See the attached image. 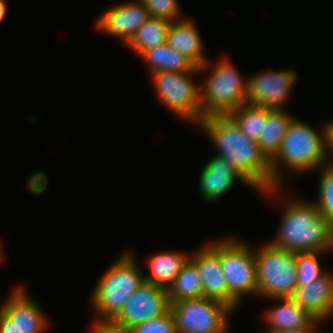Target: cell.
Here are the masks:
<instances>
[{"instance_id": "cell-24", "label": "cell", "mask_w": 333, "mask_h": 333, "mask_svg": "<svg viewBox=\"0 0 333 333\" xmlns=\"http://www.w3.org/2000/svg\"><path fill=\"white\" fill-rule=\"evenodd\" d=\"M227 116L248 139L258 142L267 121V108L243 104Z\"/></svg>"}, {"instance_id": "cell-11", "label": "cell", "mask_w": 333, "mask_h": 333, "mask_svg": "<svg viewBox=\"0 0 333 333\" xmlns=\"http://www.w3.org/2000/svg\"><path fill=\"white\" fill-rule=\"evenodd\" d=\"M246 104L285 109L297 76L293 70L263 71L248 77Z\"/></svg>"}, {"instance_id": "cell-20", "label": "cell", "mask_w": 333, "mask_h": 333, "mask_svg": "<svg viewBox=\"0 0 333 333\" xmlns=\"http://www.w3.org/2000/svg\"><path fill=\"white\" fill-rule=\"evenodd\" d=\"M294 116L283 109L267 108V121L258 141L261 151L271 160L281 147L282 140Z\"/></svg>"}, {"instance_id": "cell-2", "label": "cell", "mask_w": 333, "mask_h": 333, "mask_svg": "<svg viewBox=\"0 0 333 333\" xmlns=\"http://www.w3.org/2000/svg\"><path fill=\"white\" fill-rule=\"evenodd\" d=\"M277 236L269 243L292 252L333 250V225L324 218L316 204L287 198Z\"/></svg>"}, {"instance_id": "cell-5", "label": "cell", "mask_w": 333, "mask_h": 333, "mask_svg": "<svg viewBox=\"0 0 333 333\" xmlns=\"http://www.w3.org/2000/svg\"><path fill=\"white\" fill-rule=\"evenodd\" d=\"M222 59V60H221ZM200 85L201 120L228 115L246 104L248 79H243L229 59L221 58Z\"/></svg>"}, {"instance_id": "cell-31", "label": "cell", "mask_w": 333, "mask_h": 333, "mask_svg": "<svg viewBox=\"0 0 333 333\" xmlns=\"http://www.w3.org/2000/svg\"><path fill=\"white\" fill-rule=\"evenodd\" d=\"M0 333H20L13 321L0 309Z\"/></svg>"}, {"instance_id": "cell-30", "label": "cell", "mask_w": 333, "mask_h": 333, "mask_svg": "<svg viewBox=\"0 0 333 333\" xmlns=\"http://www.w3.org/2000/svg\"><path fill=\"white\" fill-rule=\"evenodd\" d=\"M325 136H326V152L327 163L329 166H333V120L325 123ZM331 157V160L329 159Z\"/></svg>"}, {"instance_id": "cell-18", "label": "cell", "mask_w": 333, "mask_h": 333, "mask_svg": "<svg viewBox=\"0 0 333 333\" xmlns=\"http://www.w3.org/2000/svg\"><path fill=\"white\" fill-rule=\"evenodd\" d=\"M195 23L184 19L171 22L167 34V44L182 53L194 66L203 72L210 68V63L204 55V46L200 33Z\"/></svg>"}, {"instance_id": "cell-23", "label": "cell", "mask_w": 333, "mask_h": 333, "mask_svg": "<svg viewBox=\"0 0 333 333\" xmlns=\"http://www.w3.org/2000/svg\"><path fill=\"white\" fill-rule=\"evenodd\" d=\"M170 24L164 19L150 17L126 46L140 56L144 51L166 42Z\"/></svg>"}, {"instance_id": "cell-26", "label": "cell", "mask_w": 333, "mask_h": 333, "mask_svg": "<svg viewBox=\"0 0 333 333\" xmlns=\"http://www.w3.org/2000/svg\"><path fill=\"white\" fill-rule=\"evenodd\" d=\"M321 172L318 184V199L314 203L321 215L333 225V166L326 165Z\"/></svg>"}, {"instance_id": "cell-10", "label": "cell", "mask_w": 333, "mask_h": 333, "mask_svg": "<svg viewBox=\"0 0 333 333\" xmlns=\"http://www.w3.org/2000/svg\"><path fill=\"white\" fill-rule=\"evenodd\" d=\"M170 310L167 289L144 282L125 302L112 319L118 325L134 326L161 317Z\"/></svg>"}, {"instance_id": "cell-25", "label": "cell", "mask_w": 333, "mask_h": 333, "mask_svg": "<svg viewBox=\"0 0 333 333\" xmlns=\"http://www.w3.org/2000/svg\"><path fill=\"white\" fill-rule=\"evenodd\" d=\"M327 252H296L297 286L309 285L327 272L322 269L320 259H318L322 254Z\"/></svg>"}, {"instance_id": "cell-27", "label": "cell", "mask_w": 333, "mask_h": 333, "mask_svg": "<svg viewBox=\"0 0 333 333\" xmlns=\"http://www.w3.org/2000/svg\"><path fill=\"white\" fill-rule=\"evenodd\" d=\"M148 10L151 18L169 22L182 20L177 0H139ZM180 18V19H179Z\"/></svg>"}, {"instance_id": "cell-9", "label": "cell", "mask_w": 333, "mask_h": 333, "mask_svg": "<svg viewBox=\"0 0 333 333\" xmlns=\"http://www.w3.org/2000/svg\"><path fill=\"white\" fill-rule=\"evenodd\" d=\"M170 311L177 333H227L234 312L223 302L205 297L175 302Z\"/></svg>"}, {"instance_id": "cell-3", "label": "cell", "mask_w": 333, "mask_h": 333, "mask_svg": "<svg viewBox=\"0 0 333 333\" xmlns=\"http://www.w3.org/2000/svg\"><path fill=\"white\" fill-rule=\"evenodd\" d=\"M323 125L318 131L295 117L292 119L279 151L270 160L272 189L282 186L283 168L294 174H305L328 165Z\"/></svg>"}, {"instance_id": "cell-28", "label": "cell", "mask_w": 333, "mask_h": 333, "mask_svg": "<svg viewBox=\"0 0 333 333\" xmlns=\"http://www.w3.org/2000/svg\"><path fill=\"white\" fill-rule=\"evenodd\" d=\"M132 330L133 333H177L175 320L170 310L161 317L134 326Z\"/></svg>"}, {"instance_id": "cell-12", "label": "cell", "mask_w": 333, "mask_h": 333, "mask_svg": "<svg viewBox=\"0 0 333 333\" xmlns=\"http://www.w3.org/2000/svg\"><path fill=\"white\" fill-rule=\"evenodd\" d=\"M150 17L147 8L139 0H132L108 8L98 17L95 28L120 38L127 45Z\"/></svg>"}, {"instance_id": "cell-29", "label": "cell", "mask_w": 333, "mask_h": 333, "mask_svg": "<svg viewBox=\"0 0 333 333\" xmlns=\"http://www.w3.org/2000/svg\"><path fill=\"white\" fill-rule=\"evenodd\" d=\"M91 333H133L132 328L121 326L112 320H94Z\"/></svg>"}, {"instance_id": "cell-4", "label": "cell", "mask_w": 333, "mask_h": 333, "mask_svg": "<svg viewBox=\"0 0 333 333\" xmlns=\"http://www.w3.org/2000/svg\"><path fill=\"white\" fill-rule=\"evenodd\" d=\"M134 258L129 252L121 254L93 288L90 301L96 320H112L127 299L145 282Z\"/></svg>"}, {"instance_id": "cell-33", "label": "cell", "mask_w": 333, "mask_h": 333, "mask_svg": "<svg viewBox=\"0 0 333 333\" xmlns=\"http://www.w3.org/2000/svg\"><path fill=\"white\" fill-rule=\"evenodd\" d=\"M318 325L311 329H304V330H298V331H279V332H274V333H319L316 329Z\"/></svg>"}, {"instance_id": "cell-8", "label": "cell", "mask_w": 333, "mask_h": 333, "mask_svg": "<svg viewBox=\"0 0 333 333\" xmlns=\"http://www.w3.org/2000/svg\"><path fill=\"white\" fill-rule=\"evenodd\" d=\"M200 73L194 66L187 72H158L151 74L155 93L165 107L188 122L201 121L200 84L191 80Z\"/></svg>"}, {"instance_id": "cell-21", "label": "cell", "mask_w": 333, "mask_h": 333, "mask_svg": "<svg viewBox=\"0 0 333 333\" xmlns=\"http://www.w3.org/2000/svg\"><path fill=\"white\" fill-rule=\"evenodd\" d=\"M150 69V74L158 72H187L194 65L182 53L171 48L167 42L144 51L140 56Z\"/></svg>"}, {"instance_id": "cell-6", "label": "cell", "mask_w": 333, "mask_h": 333, "mask_svg": "<svg viewBox=\"0 0 333 333\" xmlns=\"http://www.w3.org/2000/svg\"><path fill=\"white\" fill-rule=\"evenodd\" d=\"M254 252L258 295L267 299L291 297L297 287L296 252L269 242Z\"/></svg>"}, {"instance_id": "cell-34", "label": "cell", "mask_w": 333, "mask_h": 333, "mask_svg": "<svg viewBox=\"0 0 333 333\" xmlns=\"http://www.w3.org/2000/svg\"><path fill=\"white\" fill-rule=\"evenodd\" d=\"M4 254H3V250H2V244H1V242H0V262L3 260V256Z\"/></svg>"}, {"instance_id": "cell-19", "label": "cell", "mask_w": 333, "mask_h": 333, "mask_svg": "<svg viewBox=\"0 0 333 333\" xmlns=\"http://www.w3.org/2000/svg\"><path fill=\"white\" fill-rule=\"evenodd\" d=\"M190 255L180 251H163L151 256L148 260L149 273L144 275L146 282L168 289Z\"/></svg>"}, {"instance_id": "cell-17", "label": "cell", "mask_w": 333, "mask_h": 333, "mask_svg": "<svg viewBox=\"0 0 333 333\" xmlns=\"http://www.w3.org/2000/svg\"><path fill=\"white\" fill-rule=\"evenodd\" d=\"M270 300L277 304L267 309L263 316L268 326L267 333L311 329L321 323L290 297Z\"/></svg>"}, {"instance_id": "cell-15", "label": "cell", "mask_w": 333, "mask_h": 333, "mask_svg": "<svg viewBox=\"0 0 333 333\" xmlns=\"http://www.w3.org/2000/svg\"><path fill=\"white\" fill-rule=\"evenodd\" d=\"M319 322L333 316V274L326 272L309 285L297 286L290 297Z\"/></svg>"}, {"instance_id": "cell-13", "label": "cell", "mask_w": 333, "mask_h": 333, "mask_svg": "<svg viewBox=\"0 0 333 333\" xmlns=\"http://www.w3.org/2000/svg\"><path fill=\"white\" fill-rule=\"evenodd\" d=\"M204 246L189 258L200 274L203 297L221 301L229 306L228 284L220 265V240Z\"/></svg>"}, {"instance_id": "cell-32", "label": "cell", "mask_w": 333, "mask_h": 333, "mask_svg": "<svg viewBox=\"0 0 333 333\" xmlns=\"http://www.w3.org/2000/svg\"><path fill=\"white\" fill-rule=\"evenodd\" d=\"M7 6L8 5L6 0H0V23L3 21V19L6 16Z\"/></svg>"}, {"instance_id": "cell-22", "label": "cell", "mask_w": 333, "mask_h": 333, "mask_svg": "<svg viewBox=\"0 0 333 333\" xmlns=\"http://www.w3.org/2000/svg\"><path fill=\"white\" fill-rule=\"evenodd\" d=\"M170 305L189 299L203 298V286L196 266L188 260L167 289Z\"/></svg>"}, {"instance_id": "cell-1", "label": "cell", "mask_w": 333, "mask_h": 333, "mask_svg": "<svg viewBox=\"0 0 333 333\" xmlns=\"http://www.w3.org/2000/svg\"><path fill=\"white\" fill-rule=\"evenodd\" d=\"M226 161L245 181L264 196H273L281 187L272 189L270 160L258 142L248 139L227 116H210L198 123Z\"/></svg>"}, {"instance_id": "cell-16", "label": "cell", "mask_w": 333, "mask_h": 333, "mask_svg": "<svg viewBox=\"0 0 333 333\" xmlns=\"http://www.w3.org/2000/svg\"><path fill=\"white\" fill-rule=\"evenodd\" d=\"M238 180L251 187L226 159L215 155L207 161L199 176L201 198L207 202L217 201L225 196Z\"/></svg>"}, {"instance_id": "cell-14", "label": "cell", "mask_w": 333, "mask_h": 333, "mask_svg": "<svg viewBox=\"0 0 333 333\" xmlns=\"http://www.w3.org/2000/svg\"><path fill=\"white\" fill-rule=\"evenodd\" d=\"M0 309L13 321L20 333H44L49 329L50 319L22 285L13 288Z\"/></svg>"}, {"instance_id": "cell-7", "label": "cell", "mask_w": 333, "mask_h": 333, "mask_svg": "<svg viewBox=\"0 0 333 333\" xmlns=\"http://www.w3.org/2000/svg\"><path fill=\"white\" fill-rule=\"evenodd\" d=\"M240 239L220 238V265L229 289V307L234 311L245 295H257L255 252Z\"/></svg>"}]
</instances>
